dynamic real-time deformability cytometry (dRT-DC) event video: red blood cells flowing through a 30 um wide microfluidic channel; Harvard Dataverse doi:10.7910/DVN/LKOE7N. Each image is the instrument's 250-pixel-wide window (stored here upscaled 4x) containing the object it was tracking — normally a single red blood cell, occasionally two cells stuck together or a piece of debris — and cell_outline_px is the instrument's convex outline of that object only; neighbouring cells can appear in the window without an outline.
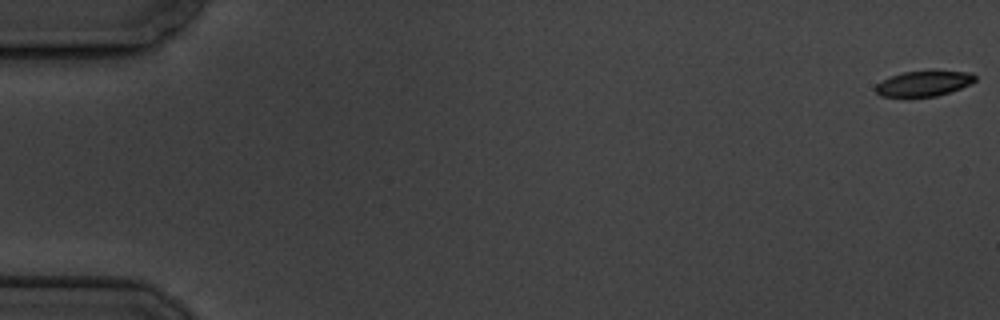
{"species": "common noctule bat (a hibernating species)", "species_latin": "Nyctalus noctula", "temperature_condition": "cold", "stored_images_in_passage": 5, "camera_frame_rate_fps": 3000, "um_per_image_px": 0.085, "animal": {"sex": "male", "body_mass_g": 19.5, "forearm_length_mm": 54.6}, "frame": {"image": 1, "passage_image": 1, "time_ms": 0.0, "image_size_px": [1000, 320], "cell_outline_px": [[976, 80], [972, 84], [936, 96], [880, 96], [876, 92], [876, 84], [892, 76], [904, 72], [932, 68], [972, 72], [976, 76]], "centroid_in_image_um": [78.61, 7.04], "position_along_channel_um": 6.4, "area_um2": 15.14}}
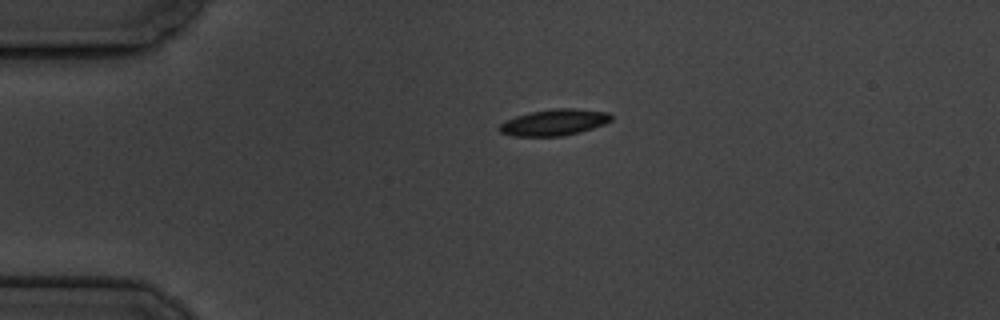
{"frame": {"image": 2, "passage_image": 4, "time_ms": 4.333, "image_size_px": [1000, 320], "cell_outline_px": [[612, 120], [604, 124], [580, 132], [564, 136], [512, 136], [500, 132], [500, 124], [504, 120], [516, 116], [532, 112], [556, 108], [572, 108], [608, 112], [612, 116]], "centroid_in_image_um": [47.11, 10.4], "position_along_channel_um": 37.9, "area_um2": 17.05}}